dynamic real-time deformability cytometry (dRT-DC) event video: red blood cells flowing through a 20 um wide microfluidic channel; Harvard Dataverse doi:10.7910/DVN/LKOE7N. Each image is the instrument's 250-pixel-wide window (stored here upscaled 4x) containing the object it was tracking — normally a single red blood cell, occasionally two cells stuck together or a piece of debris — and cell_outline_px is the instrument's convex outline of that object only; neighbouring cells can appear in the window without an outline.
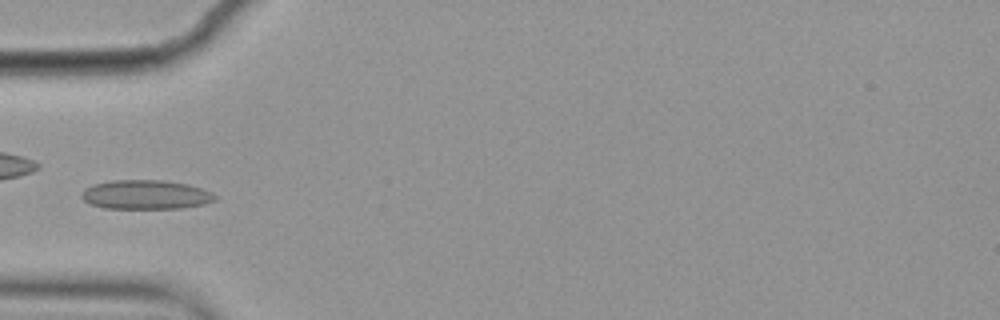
{"species": "common noctule bat (a hibernating species)", "species_latin": "Nyctalus noctula", "temperature_condition": "cold", "stored_images_in_passage": 9, "camera_frame_rate_fps": 3000, "um_per_image_px": 0.085, "animal": {"sex": "female", "body_mass_g": 19.9}, "frame": {"image": 1, "passage_image": 6, "time_ms": 1.667, "image_size_px": [1000, 320], "cell_outline_px": [[216, 200], [204, 204], [180, 208], [104, 208], [92, 204], [84, 200], [80, 196], [80, 192], [84, 188], [92, 184], [112, 180], [164, 180], [188, 184], [212, 192], [216, 196]], "centroid_in_image_um": [12.36, 16.53], "position_along_channel_um": 72.6, "area_um2": 22.77}}
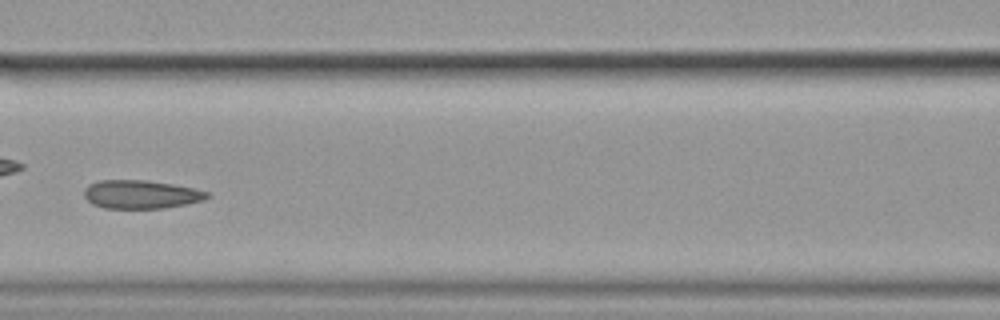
{"frame": {"image": 2, "passage_image": 8, "time_ms": 2.333, "image_size_px": [1000, 320], "cell_outline_px": [[212, 196], [204, 200], [164, 208], [104, 208], [92, 204], [84, 196], [84, 188], [88, 184], [100, 180], [144, 180], [172, 184], [196, 188], [208, 192]], "centroid_in_image_um": [11.98, 16.52], "position_along_channel_um": 154.6, "area_um2": 20.46}}
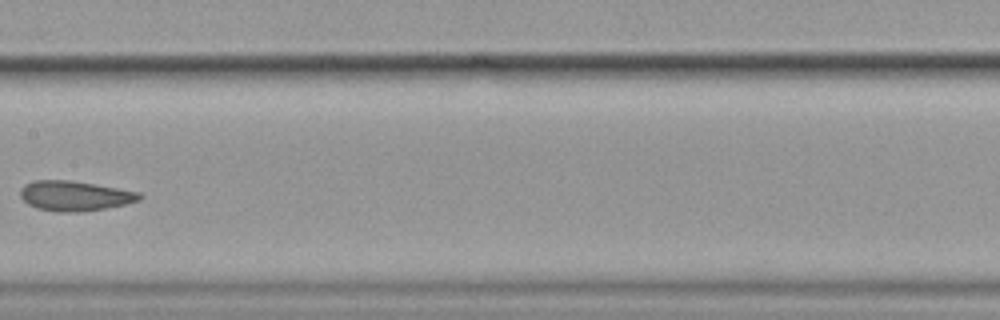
{"frame": {"image": 3, "passage_image": 9, "time_ms": 2.667, "image_size_px": [1000, 320], "cell_outline_px": [[144, 196], [140, 200], [124, 204], [104, 208], [80, 212], [56, 212], [36, 208], [28, 204], [20, 196], [20, 188], [24, 184], [32, 180], [68, 180], [140, 192]], "centroid_in_image_um": [6.31, 16.65], "position_along_channel_um": 201.1, "area_um2": 20.75}}